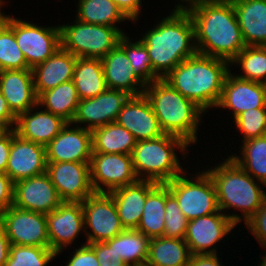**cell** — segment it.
I'll return each mask as SVG.
<instances>
[{"label":"cell","mask_w":266,"mask_h":266,"mask_svg":"<svg viewBox=\"0 0 266 266\" xmlns=\"http://www.w3.org/2000/svg\"><path fill=\"white\" fill-rule=\"evenodd\" d=\"M184 8L194 24L197 53L231 62L246 47L233 4L199 0Z\"/></svg>","instance_id":"1"},{"label":"cell","mask_w":266,"mask_h":266,"mask_svg":"<svg viewBox=\"0 0 266 266\" xmlns=\"http://www.w3.org/2000/svg\"><path fill=\"white\" fill-rule=\"evenodd\" d=\"M145 33L140 41L147 48L152 70L159 79L197 53L194 24L185 8H174Z\"/></svg>","instance_id":"2"},{"label":"cell","mask_w":266,"mask_h":266,"mask_svg":"<svg viewBox=\"0 0 266 266\" xmlns=\"http://www.w3.org/2000/svg\"><path fill=\"white\" fill-rule=\"evenodd\" d=\"M230 62L196 53L178 64L163 79L187 99L207 112L216 108Z\"/></svg>","instance_id":"3"},{"label":"cell","mask_w":266,"mask_h":266,"mask_svg":"<svg viewBox=\"0 0 266 266\" xmlns=\"http://www.w3.org/2000/svg\"><path fill=\"white\" fill-rule=\"evenodd\" d=\"M217 164L205 171L214 183L219 210L226 214L236 225H239L242 220L245 224L262 205L266 196L263 188L266 185L245 172L230 155L223 162ZM231 208L239 210L241 216L234 213H225L226 210L229 212Z\"/></svg>","instance_id":"4"},{"label":"cell","mask_w":266,"mask_h":266,"mask_svg":"<svg viewBox=\"0 0 266 266\" xmlns=\"http://www.w3.org/2000/svg\"><path fill=\"white\" fill-rule=\"evenodd\" d=\"M164 134L184 139L190 146L198 141V125L205 111L164 79L149 82L144 93Z\"/></svg>","instance_id":"5"},{"label":"cell","mask_w":266,"mask_h":266,"mask_svg":"<svg viewBox=\"0 0 266 266\" xmlns=\"http://www.w3.org/2000/svg\"><path fill=\"white\" fill-rule=\"evenodd\" d=\"M188 146L184 139L171 134L137 141L131 157L138 179L165 184L186 172L175 151L178 149L185 156Z\"/></svg>","instance_id":"6"},{"label":"cell","mask_w":266,"mask_h":266,"mask_svg":"<svg viewBox=\"0 0 266 266\" xmlns=\"http://www.w3.org/2000/svg\"><path fill=\"white\" fill-rule=\"evenodd\" d=\"M74 20L59 27L61 48L76 57L102 59L126 35L120 28Z\"/></svg>","instance_id":"7"},{"label":"cell","mask_w":266,"mask_h":266,"mask_svg":"<svg viewBox=\"0 0 266 266\" xmlns=\"http://www.w3.org/2000/svg\"><path fill=\"white\" fill-rule=\"evenodd\" d=\"M188 220L219 211L214 183L204 170L187 178L185 172L165 183Z\"/></svg>","instance_id":"8"},{"label":"cell","mask_w":266,"mask_h":266,"mask_svg":"<svg viewBox=\"0 0 266 266\" xmlns=\"http://www.w3.org/2000/svg\"><path fill=\"white\" fill-rule=\"evenodd\" d=\"M0 18L14 31L17 45L21 49L30 69L52 56L60 47L59 26H38L0 11Z\"/></svg>","instance_id":"9"},{"label":"cell","mask_w":266,"mask_h":266,"mask_svg":"<svg viewBox=\"0 0 266 266\" xmlns=\"http://www.w3.org/2000/svg\"><path fill=\"white\" fill-rule=\"evenodd\" d=\"M82 203L86 244L106 242L120 234L121 225L117 208L109 193H94ZM91 231H87V229Z\"/></svg>","instance_id":"10"},{"label":"cell","mask_w":266,"mask_h":266,"mask_svg":"<svg viewBox=\"0 0 266 266\" xmlns=\"http://www.w3.org/2000/svg\"><path fill=\"white\" fill-rule=\"evenodd\" d=\"M0 223L11 245L50 248L46 214L13 205L0 212Z\"/></svg>","instance_id":"11"},{"label":"cell","mask_w":266,"mask_h":266,"mask_svg":"<svg viewBox=\"0 0 266 266\" xmlns=\"http://www.w3.org/2000/svg\"><path fill=\"white\" fill-rule=\"evenodd\" d=\"M90 174L95 193H109L139 180L127 154L92 153Z\"/></svg>","instance_id":"12"},{"label":"cell","mask_w":266,"mask_h":266,"mask_svg":"<svg viewBox=\"0 0 266 266\" xmlns=\"http://www.w3.org/2000/svg\"><path fill=\"white\" fill-rule=\"evenodd\" d=\"M46 173L63 202H83L95 193L90 163L47 162Z\"/></svg>","instance_id":"13"},{"label":"cell","mask_w":266,"mask_h":266,"mask_svg":"<svg viewBox=\"0 0 266 266\" xmlns=\"http://www.w3.org/2000/svg\"><path fill=\"white\" fill-rule=\"evenodd\" d=\"M131 96L125 91L107 88L98 96L80 100L72 125L93 131L96 128L116 122L118 114ZM87 124V125H86Z\"/></svg>","instance_id":"14"},{"label":"cell","mask_w":266,"mask_h":266,"mask_svg":"<svg viewBox=\"0 0 266 266\" xmlns=\"http://www.w3.org/2000/svg\"><path fill=\"white\" fill-rule=\"evenodd\" d=\"M235 227L236 224L219 210L217 213L189 220L184 240L191 254H217L216 243L223 240Z\"/></svg>","instance_id":"15"},{"label":"cell","mask_w":266,"mask_h":266,"mask_svg":"<svg viewBox=\"0 0 266 266\" xmlns=\"http://www.w3.org/2000/svg\"><path fill=\"white\" fill-rule=\"evenodd\" d=\"M50 249L57 255L74 242L79 233L85 232L84 213L81 202H62L46 214Z\"/></svg>","instance_id":"16"},{"label":"cell","mask_w":266,"mask_h":266,"mask_svg":"<svg viewBox=\"0 0 266 266\" xmlns=\"http://www.w3.org/2000/svg\"><path fill=\"white\" fill-rule=\"evenodd\" d=\"M71 126V123H67L46 145L47 162L90 163L93 152L92 131Z\"/></svg>","instance_id":"17"},{"label":"cell","mask_w":266,"mask_h":266,"mask_svg":"<svg viewBox=\"0 0 266 266\" xmlns=\"http://www.w3.org/2000/svg\"><path fill=\"white\" fill-rule=\"evenodd\" d=\"M62 202L46 172L14 183L13 205L18 208L48 214Z\"/></svg>","instance_id":"18"},{"label":"cell","mask_w":266,"mask_h":266,"mask_svg":"<svg viewBox=\"0 0 266 266\" xmlns=\"http://www.w3.org/2000/svg\"><path fill=\"white\" fill-rule=\"evenodd\" d=\"M217 107L230 109L234 119L246 110L266 108V84L238 78L230 71Z\"/></svg>","instance_id":"19"},{"label":"cell","mask_w":266,"mask_h":266,"mask_svg":"<svg viewBox=\"0 0 266 266\" xmlns=\"http://www.w3.org/2000/svg\"><path fill=\"white\" fill-rule=\"evenodd\" d=\"M46 146L19 137L12 129L6 174L14 183L46 172Z\"/></svg>","instance_id":"20"},{"label":"cell","mask_w":266,"mask_h":266,"mask_svg":"<svg viewBox=\"0 0 266 266\" xmlns=\"http://www.w3.org/2000/svg\"><path fill=\"white\" fill-rule=\"evenodd\" d=\"M116 122L131 132L136 141L155 139L164 134L146 96H131L121 108Z\"/></svg>","instance_id":"21"},{"label":"cell","mask_w":266,"mask_h":266,"mask_svg":"<svg viewBox=\"0 0 266 266\" xmlns=\"http://www.w3.org/2000/svg\"><path fill=\"white\" fill-rule=\"evenodd\" d=\"M0 91L16 117L31 108H40L37 105L32 69L0 71Z\"/></svg>","instance_id":"22"},{"label":"cell","mask_w":266,"mask_h":266,"mask_svg":"<svg viewBox=\"0 0 266 266\" xmlns=\"http://www.w3.org/2000/svg\"><path fill=\"white\" fill-rule=\"evenodd\" d=\"M101 61L107 88L125 91L130 96L143 95L147 83L130 66L131 62L119 44Z\"/></svg>","instance_id":"23"},{"label":"cell","mask_w":266,"mask_h":266,"mask_svg":"<svg viewBox=\"0 0 266 266\" xmlns=\"http://www.w3.org/2000/svg\"><path fill=\"white\" fill-rule=\"evenodd\" d=\"M33 109L16 117L14 131L22 139L46 146L68 122L44 109L35 113Z\"/></svg>","instance_id":"24"},{"label":"cell","mask_w":266,"mask_h":266,"mask_svg":"<svg viewBox=\"0 0 266 266\" xmlns=\"http://www.w3.org/2000/svg\"><path fill=\"white\" fill-rule=\"evenodd\" d=\"M157 184L153 181L138 180L135 183L109 192L114 200L124 229H137L147 195Z\"/></svg>","instance_id":"25"},{"label":"cell","mask_w":266,"mask_h":266,"mask_svg":"<svg viewBox=\"0 0 266 266\" xmlns=\"http://www.w3.org/2000/svg\"><path fill=\"white\" fill-rule=\"evenodd\" d=\"M77 57L61 47L32 69L37 97L47 90L73 79Z\"/></svg>","instance_id":"26"},{"label":"cell","mask_w":266,"mask_h":266,"mask_svg":"<svg viewBox=\"0 0 266 266\" xmlns=\"http://www.w3.org/2000/svg\"><path fill=\"white\" fill-rule=\"evenodd\" d=\"M233 8L246 46H266V0H240Z\"/></svg>","instance_id":"27"},{"label":"cell","mask_w":266,"mask_h":266,"mask_svg":"<svg viewBox=\"0 0 266 266\" xmlns=\"http://www.w3.org/2000/svg\"><path fill=\"white\" fill-rule=\"evenodd\" d=\"M191 253L184 239L164 236L151 238L145 266L189 265Z\"/></svg>","instance_id":"28"},{"label":"cell","mask_w":266,"mask_h":266,"mask_svg":"<svg viewBox=\"0 0 266 266\" xmlns=\"http://www.w3.org/2000/svg\"><path fill=\"white\" fill-rule=\"evenodd\" d=\"M136 139L117 122H111L92 131V153L131 155Z\"/></svg>","instance_id":"29"},{"label":"cell","mask_w":266,"mask_h":266,"mask_svg":"<svg viewBox=\"0 0 266 266\" xmlns=\"http://www.w3.org/2000/svg\"><path fill=\"white\" fill-rule=\"evenodd\" d=\"M79 102L77 89L72 80L42 92L37 98L38 106L63 118L68 123H72Z\"/></svg>","instance_id":"30"},{"label":"cell","mask_w":266,"mask_h":266,"mask_svg":"<svg viewBox=\"0 0 266 266\" xmlns=\"http://www.w3.org/2000/svg\"><path fill=\"white\" fill-rule=\"evenodd\" d=\"M80 100L98 96L107 89L101 59L77 57L72 79Z\"/></svg>","instance_id":"31"},{"label":"cell","mask_w":266,"mask_h":266,"mask_svg":"<svg viewBox=\"0 0 266 266\" xmlns=\"http://www.w3.org/2000/svg\"><path fill=\"white\" fill-rule=\"evenodd\" d=\"M165 203L166 184H157L147 195L142 217L136 230L150 239L163 236Z\"/></svg>","instance_id":"32"},{"label":"cell","mask_w":266,"mask_h":266,"mask_svg":"<svg viewBox=\"0 0 266 266\" xmlns=\"http://www.w3.org/2000/svg\"><path fill=\"white\" fill-rule=\"evenodd\" d=\"M76 19L88 23L116 27L129 20L112 0H79Z\"/></svg>","instance_id":"33"},{"label":"cell","mask_w":266,"mask_h":266,"mask_svg":"<svg viewBox=\"0 0 266 266\" xmlns=\"http://www.w3.org/2000/svg\"><path fill=\"white\" fill-rule=\"evenodd\" d=\"M150 238L136 229H124L114 237V251L128 266H145Z\"/></svg>","instance_id":"34"},{"label":"cell","mask_w":266,"mask_h":266,"mask_svg":"<svg viewBox=\"0 0 266 266\" xmlns=\"http://www.w3.org/2000/svg\"><path fill=\"white\" fill-rule=\"evenodd\" d=\"M241 157H230L255 180L266 185V138L257 137L241 142Z\"/></svg>","instance_id":"35"},{"label":"cell","mask_w":266,"mask_h":266,"mask_svg":"<svg viewBox=\"0 0 266 266\" xmlns=\"http://www.w3.org/2000/svg\"><path fill=\"white\" fill-rule=\"evenodd\" d=\"M233 64L241 66L244 73L234 74L236 77L266 84V46H246L230 62V65Z\"/></svg>","instance_id":"36"},{"label":"cell","mask_w":266,"mask_h":266,"mask_svg":"<svg viewBox=\"0 0 266 266\" xmlns=\"http://www.w3.org/2000/svg\"><path fill=\"white\" fill-rule=\"evenodd\" d=\"M30 69L16 43L14 31L0 18V71Z\"/></svg>","instance_id":"37"},{"label":"cell","mask_w":266,"mask_h":266,"mask_svg":"<svg viewBox=\"0 0 266 266\" xmlns=\"http://www.w3.org/2000/svg\"><path fill=\"white\" fill-rule=\"evenodd\" d=\"M129 36L124 35L119 40V45L125 50L128 60L131 62V67L136 73L146 82H154L159 78L152 70V62L148 55L147 48L140 41H134Z\"/></svg>","instance_id":"38"},{"label":"cell","mask_w":266,"mask_h":266,"mask_svg":"<svg viewBox=\"0 0 266 266\" xmlns=\"http://www.w3.org/2000/svg\"><path fill=\"white\" fill-rule=\"evenodd\" d=\"M57 254L50 248L11 245L5 266H46Z\"/></svg>","instance_id":"39"},{"label":"cell","mask_w":266,"mask_h":266,"mask_svg":"<svg viewBox=\"0 0 266 266\" xmlns=\"http://www.w3.org/2000/svg\"><path fill=\"white\" fill-rule=\"evenodd\" d=\"M164 221V237L185 238L189 220L182 213L176 198L170 193L167 185Z\"/></svg>","instance_id":"40"},{"label":"cell","mask_w":266,"mask_h":266,"mask_svg":"<svg viewBox=\"0 0 266 266\" xmlns=\"http://www.w3.org/2000/svg\"><path fill=\"white\" fill-rule=\"evenodd\" d=\"M235 127L243 134V142L261 137L266 122V108H254L240 113L235 119Z\"/></svg>","instance_id":"41"},{"label":"cell","mask_w":266,"mask_h":266,"mask_svg":"<svg viewBox=\"0 0 266 266\" xmlns=\"http://www.w3.org/2000/svg\"><path fill=\"white\" fill-rule=\"evenodd\" d=\"M88 245L94 250L100 266H128L114 251V237L106 242Z\"/></svg>","instance_id":"42"},{"label":"cell","mask_w":266,"mask_h":266,"mask_svg":"<svg viewBox=\"0 0 266 266\" xmlns=\"http://www.w3.org/2000/svg\"><path fill=\"white\" fill-rule=\"evenodd\" d=\"M249 232L257 239L262 248L266 250V196L257 212L245 223Z\"/></svg>","instance_id":"43"},{"label":"cell","mask_w":266,"mask_h":266,"mask_svg":"<svg viewBox=\"0 0 266 266\" xmlns=\"http://www.w3.org/2000/svg\"><path fill=\"white\" fill-rule=\"evenodd\" d=\"M72 253L65 266H100L94 250L86 243Z\"/></svg>","instance_id":"44"},{"label":"cell","mask_w":266,"mask_h":266,"mask_svg":"<svg viewBox=\"0 0 266 266\" xmlns=\"http://www.w3.org/2000/svg\"><path fill=\"white\" fill-rule=\"evenodd\" d=\"M14 182L6 173H0V212L13 206Z\"/></svg>","instance_id":"45"},{"label":"cell","mask_w":266,"mask_h":266,"mask_svg":"<svg viewBox=\"0 0 266 266\" xmlns=\"http://www.w3.org/2000/svg\"><path fill=\"white\" fill-rule=\"evenodd\" d=\"M117 7L124 13V15L129 19V21H138L140 16V9L142 0H112ZM139 15V16H138Z\"/></svg>","instance_id":"46"},{"label":"cell","mask_w":266,"mask_h":266,"mask_svg":"<svg viewBox=\"0 0 266 266\" xmlns=\"http://www.w3.org/2000/svg\"><path fill=\"white\" fill-rule=\"evenodd\" d=\"M12 141V129L0 138V173H6Z\"/></svg>","instance_id":"47"},{"label":"cell","mask_w":266,"mask_h":266,"mask_svg":"<svg viewBox=\"0 0 266 266\" xmlns=\"http://www.w3.org/2000/svg\"><path fill=\"white\" fill-rule=\"evenodd\" d=\"M218 254H191L189 266H222Z\"/></svg>","instance_id":"48"},{"label":"cell","mask_w":266,"mask_h":266,"mask_svg":"<svg viewBox=\"0 0 266 266\" xmlns=\"http://www.w3.org/2000/svg\"><path fill=\"white\" fill-rule=\"evenodd\" d=\"M15 123L16 116L11 112L7 101L4 99L0 91V124L4 125L8 130H10L14 129Z\"/></svg>","instance_id":"49"},{"label":"cell","mask_w":266,"mask_h":266,"mask_svg":"<svg viewBox=\"0 0 266 266\" xmlns=\"http://www.w3.org/2000/svg\"><path fill=\"white\" fill-rule=\"evenodd\" d=\"M10 241L6 235L3 225L0 223V266H5L10 253Z\"/></svg>","instance_id":"50"},{"label":"cell","mask_w":266,"mask_h":266,"mask_svg":"<svg viewBox=\"0 0 266 266\" xmlns=\"http://www.w3.org/2000/svg\"><path fill=\"white\" fill-rule=\"evenodd\" d=\"M178 1L182 2L183 4L184 3H187V4L183 5L182 3L181 4L179 3V4L175 5V8H184V7L190 5L194 2H197L199 0H178Z\"/></svg>","instance_id":"51"},{"label":"cell","mask_w":266,"mask_h":266,"mask_svg":"<svg viewBox=\"0 0 266 266\" xmlns=\"http://www.w3.org/2000/svg\"><path fill=\"white\" fill-rule=\"evenodd\" d=\"M8 131V129L0 124V138Z\"/></svg>","instance_id":"52"},{"label":"cell","mask_w":266,"mask_h":266,"mask_svg":"<svg viewBox=\"0 0 266 266\" xmlns=\"http://www.w3.org/2000/svg\"><path fill=\"white\" fill-rule=\"evenodd\" d=\"M213 1L225 2V3H231V4H233V3L237 2V1H240V0H213Z\"/></svg>","instance_id":"53"},{"label":"cell","mask_w":266,"mask_h":266,"mask_svg":"<svg viewBox=\"0 0 266 266\" xmlns=\"http://www.w3.org/2000/svg\"><path fill=\"white\" fill-rule=\"evenodd\" d=\"M266 252V251H265ZM263 259V260H262ZM258 266H266V253L263 255V258H261V264Z\"/></svg>","instance_id":"54"},{"label":"cell","mask_w":266,"mask_h":266,"mask_svg":"<svg viewBox=\"0 0 266 266\" xmlns=\"http://www.w3.org/2000/svg\"><path fill=\"white\" fill-rule=\"evenodd\" d=\"M262 137H265L266 138V122H265V125H264Z\"/></svg>","instance_id":"55"},{"label":"cell","mask_w":266,"mask_h":266,"mask_svg":"<svg viewBox=\"0 0 266 266\" xmlns=\"http://www.w3.org/2000/svg\"><path fill=\"white\" fill-rule=\"evenodd\" d=\"M5 1L4 0H0V9H2L1 7H3V5H5Z\"/></svg>","instance_id":"56"}]
</instances>
